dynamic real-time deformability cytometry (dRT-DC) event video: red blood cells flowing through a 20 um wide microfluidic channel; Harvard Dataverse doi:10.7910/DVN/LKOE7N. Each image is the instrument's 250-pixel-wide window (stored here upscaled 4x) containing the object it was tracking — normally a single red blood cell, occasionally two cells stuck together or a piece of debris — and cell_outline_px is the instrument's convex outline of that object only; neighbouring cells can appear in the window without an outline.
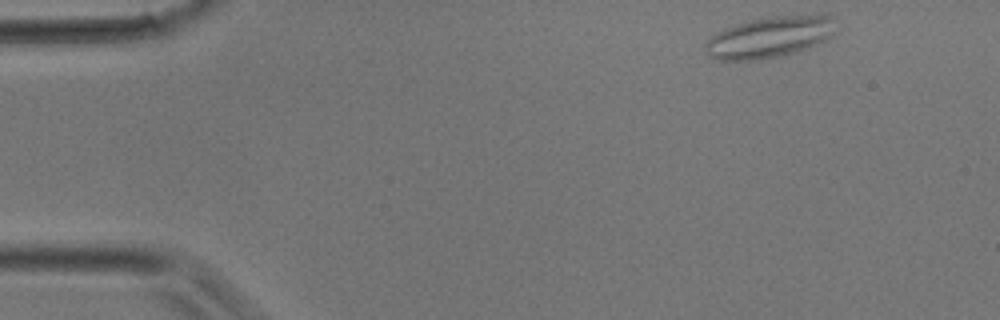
{"species": "common noctule bat (a hibernating species)", "species_latin": "Nyctalus noctula", "temperature_condition": "room temperature", "stored_images_in_passage": 34, "segment_of_instrument_passage": [1, 2], "camera_frame_rate_fps": 3000, "um_per_image_px": 0.085, "animal": {"sex": "male", "body_mass_g": 17.9}, "frame": {"image": 1, "passage_image": 1, "time_ms": 0.0, "image_size_px": [1000, 320], "cell_outline_px": [[832, 36], [828, 40], [796, 52], [780, 56], [760, 60], [720, 60], [708, 56], [704, 52], [704, 44], [712, 36], [736, 24], [752, 20], [772, 16], [828, 16]], "centroid_in_image_um": [65.31, 3.21], "position_along_channel_um": 19.7, "area_um2": 30.4}}
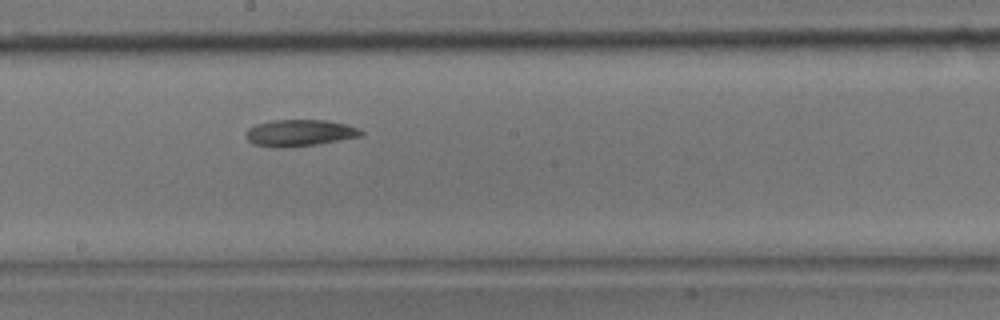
{"frame": {"image": 2, "passage_image": 17, "time_ms": 5.333, "image_size_px": [1000, 320], "cell_outline_px": [[364, 136], [316, 144], [276, 148], [252, 144], [244, 136], [244, 132], [248, 128], [256, 124], [272, 120], [328, 120], [348, 124], [360, 128], [364, 132]], "centroid_in_image_um": [25.48, 11.29], "position_along_channel_um": 222.7, "area_um2": 18.15}}
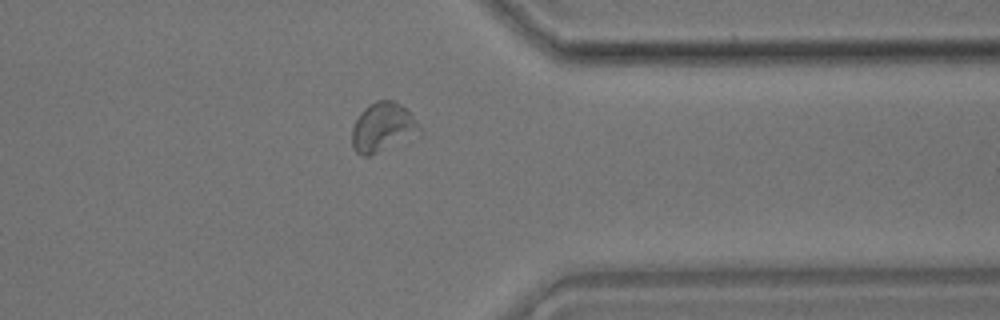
{"frame": {"image": 3, "passage_image": 26, "time_ms": 8.333, "image_size_px": [1000, 320], "cell_outline_px": [[424, 132], [368, 156], [360, 156], [352, 148], [352, 128], [360, 112], [368, 104], [376, 100], [392, 100], [400, 104], [420, 124]], "centroid_in_image_um": [32.53, 10.82], "position_along_channel_um": 378.9, "area_um2": 19.36}}